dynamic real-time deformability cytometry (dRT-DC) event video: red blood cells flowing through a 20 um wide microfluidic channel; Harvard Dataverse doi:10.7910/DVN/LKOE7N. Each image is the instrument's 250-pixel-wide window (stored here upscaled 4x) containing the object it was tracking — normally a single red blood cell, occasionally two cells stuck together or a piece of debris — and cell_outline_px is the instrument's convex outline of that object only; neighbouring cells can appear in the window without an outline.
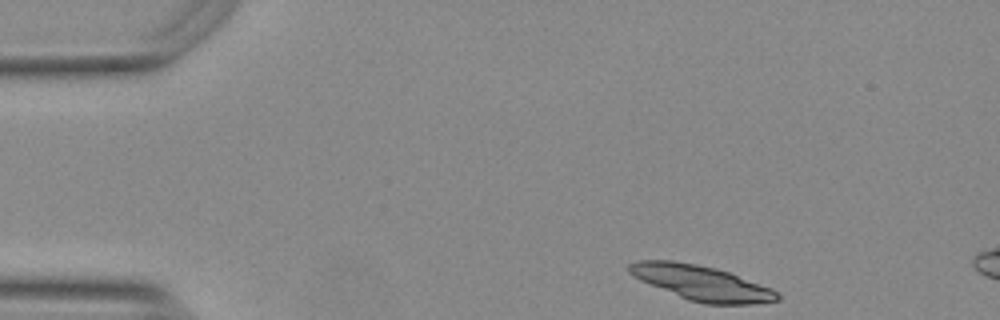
{"species": "Egyptian fruit bat (a non-hibernating species)", "species_latin": "Rousettus aegyptiacus", "temperature_condition": "warm", "stored_images_in_passage": 11, "camera_frame_rate_fps": 3000, "um_per_image_px": 0.085, "animal": {"sex": "female"}, "frame": {"image": 1, "passage_image": 1, "time_ms": 0.0, "image_size_px": [1000, 320], "cell_outline_px": [[780, 300], [752, 304], [704, 304], [688, 300], [640, 280], [632, 276], [628, 272], [628, 264], [636, 260], [672, 260], [696, 264], [716, 268], [728, 272], [772, 288], [780, 296]], "centroid_in_image_um": [59.6, 24.04], "position_along_channel_um": 25.4, "area_um2": 30.06}}